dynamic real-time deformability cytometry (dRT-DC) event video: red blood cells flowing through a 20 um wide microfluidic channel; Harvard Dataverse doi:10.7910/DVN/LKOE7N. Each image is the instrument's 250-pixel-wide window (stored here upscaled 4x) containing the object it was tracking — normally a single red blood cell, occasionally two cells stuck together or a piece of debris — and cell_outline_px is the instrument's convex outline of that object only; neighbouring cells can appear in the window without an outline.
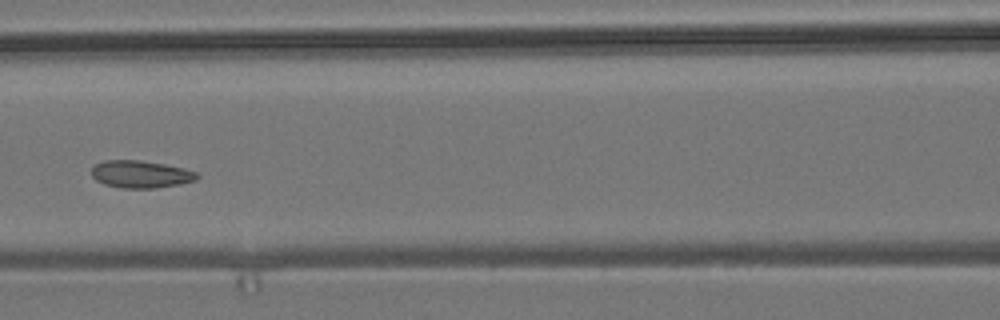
{"species": "common noctule bat (a hibernating species)", "species_latin": "Nyctalus noctula", "temperature_condition": "room temperature", "stored_images_in_passage": 6, "camera_frame_rate_fps": 3000, "um_per_image_px": 0.085, "animal": {"sex": "male", "body_mass_g": 19.2, "forearm_length_mm": 51.8}, "frame": {"image": 1, "passage_image": 6, "time_ms": 1.667, "image_size_px": [1000, 320], "cell_outline_px": [[200, 176], [196, 180], [180, 184], [156, 188], [124, 188], [104, 184], [96, 180], [92, 176], [92, 164], [104, 160], [140, 160], [164, 164], [184, 168], [196, 172]], "centroid_in_image_um": [11.95, 14.8], "position_along_channel_um": 154.7, "area_um2": 16.94}}